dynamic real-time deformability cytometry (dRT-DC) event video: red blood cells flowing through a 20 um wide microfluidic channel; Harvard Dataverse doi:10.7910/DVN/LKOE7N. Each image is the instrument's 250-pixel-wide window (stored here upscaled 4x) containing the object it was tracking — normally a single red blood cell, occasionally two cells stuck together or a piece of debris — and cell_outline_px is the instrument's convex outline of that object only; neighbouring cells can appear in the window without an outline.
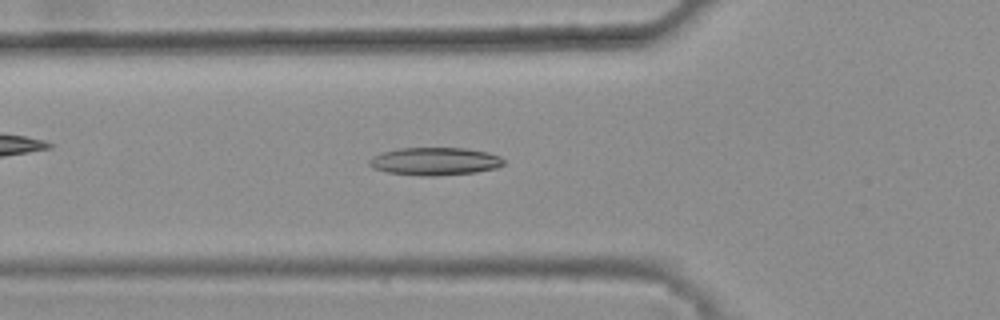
{"species": "common noctule bat (a hibernating species)", "species_latin": "Nyctalus noctula", "temperature_condition": "warm", "stored_images_in_passage": 45, "camera_frame_rate_fps": 3000, "um_per_image_px": 0.085, "animal": {"sex": "female", "body_mass_g": 25.1}, "frame": {"image": 1, "passage_image": 18, "time_ms": 5.667, "image_size_px": [1000, 320], "cell_outline_px": [[504, 164], [496, 168], [476, 172], [436, 176], [420, 176], [388, 172], [372, 168], [368, 164], [368, 160], [372, 156], [384, 152], [400, 148], [464, 148], [488, 152], [500, 156], [504, 160]], "centroid_in_image_um": [36.96, 13.72], "position_along_channel_um": 88.8, "area_um2": 21.85}}
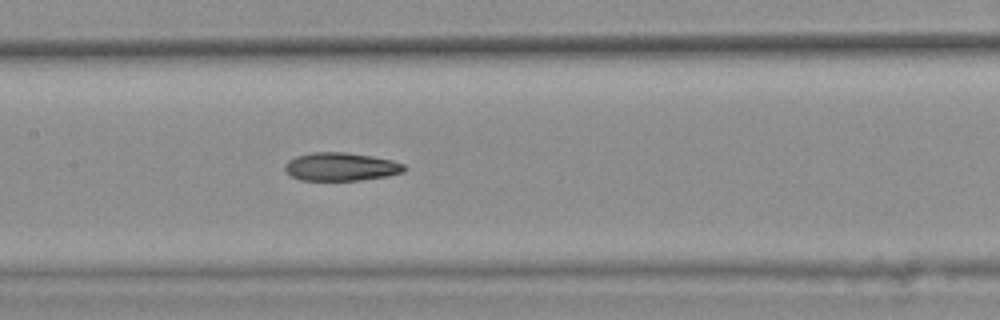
{"frame": {"image": 2, "passage_image": 25, "time_ms": 8.0, "image_size_px": [1000, 320], "cell_outline_px": [[408, 168], [404, 172], [388, 176], [360, 180], [300, 180], [284, 172], [284, 164], [288, 160], [296, 156], [312, 152], [344, 152], [372, 156], [392, 160], [404, 164]], "centroid_in_image_um": [28.97, 14.17], "position_along_channel_um": 178.4, "area_um2": 19.83}}
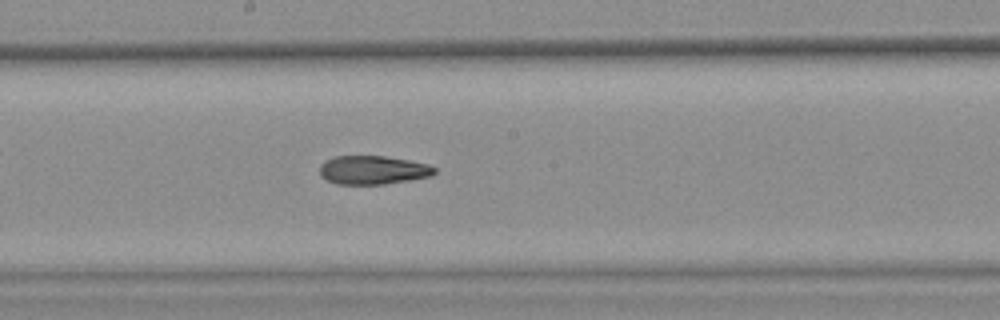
{"frame": {"image": 3, "passage_image": 28, "time_ms": 9.0, "image_size_px": [1000, 320], "cell_outline_px": [[436, 172], [432, 176], [384, 184], [336, 184], [320, 176], [320, 164], [324, 160], [336, 156], [384, 156], [408, 160], [428, 164], [436, 168]], "centroid_in_image_um": [31.68, 14.45], "position_along_channel_um": 216.5, "area_um2": 19.19}, "authors_computed_cell_mechanics": {"area_um2": 20.1722, "velocity_mm_per_s": 3.8243, "shape_relaxation_time_tau1_ms": null, "shape_relaxation_time_tau2_ms": 7.8248, "deformation_change_tau1": null, "deformation_change_tau2": 0.1661}}